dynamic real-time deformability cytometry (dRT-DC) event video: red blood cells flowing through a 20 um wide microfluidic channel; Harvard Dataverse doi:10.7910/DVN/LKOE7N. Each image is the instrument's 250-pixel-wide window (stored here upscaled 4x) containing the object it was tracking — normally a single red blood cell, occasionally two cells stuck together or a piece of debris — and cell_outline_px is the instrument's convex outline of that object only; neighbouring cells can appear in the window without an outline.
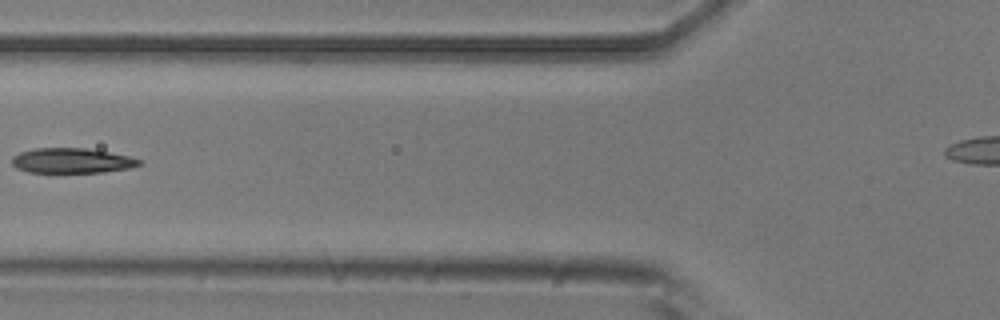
{"species": "common noctule bat (a hibernating species)", "species_latin": "Nyctalus noctula", "temperature_condition": "room temperature", "stored_images_in_passage": 4, "segment_of_instrument_passage": [1, 2], "camera_frame_rate_fps": 3000, "um_per_image_px": 0.085, "animal": {"sex": "male", "body_mass_g": 20.5, "forearm_length_mm": 52.5}, "frame": {"image": 1, "passage_image": 3, "time_ms": 2.333, "image_size_px": [1000, 320], "cell_outline_px": [[144, 164], [128, 168], [104, 172], [28, 172], [16, 168], [12, 164], [12, 156], [20, 152], [36, 148], [88, 148], [128, 156], [144, 160]], "centroid_in_image_um": [6.13, 13.65], "position_along_channel_um": 119.7, "area_um2": 18.61}}